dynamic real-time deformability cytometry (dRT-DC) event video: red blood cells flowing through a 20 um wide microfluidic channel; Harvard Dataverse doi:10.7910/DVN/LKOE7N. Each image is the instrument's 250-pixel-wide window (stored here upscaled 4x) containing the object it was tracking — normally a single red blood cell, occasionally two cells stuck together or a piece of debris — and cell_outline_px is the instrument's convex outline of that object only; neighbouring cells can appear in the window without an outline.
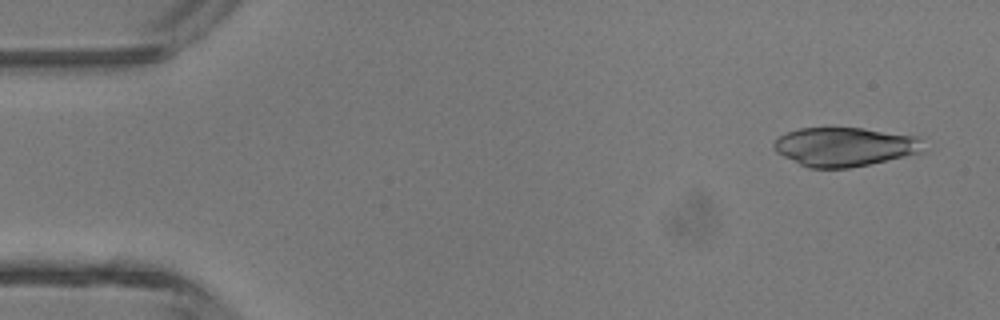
{"species": "common noctule bat (a hibernating species)", "species_latin": "Nyctalus noctula", "temperature_condition": "room temperature", "stored_images_in_passage": 3, "camera_frame_rate_fps": 3000, "um_per_image_px": 0.085, "animal": {"sex": "male", "body_mass_g": 13.3}, "frame": {"image": 1, "passage_image": 1, "time_ms": 0.0, "image_size_px": [1000, 320], "cell_outline_px": [[924, 152], [868, 164], [848, 168], [808, 168], [776, 152], [772, 144], [780, 136], [788, 132], [800, 128], [864, 128], [920, 136]], "centroid_in_image_um": [71.82, 12.47], "position_along_channel_um": 13.2, "area_um2": 33.87}}